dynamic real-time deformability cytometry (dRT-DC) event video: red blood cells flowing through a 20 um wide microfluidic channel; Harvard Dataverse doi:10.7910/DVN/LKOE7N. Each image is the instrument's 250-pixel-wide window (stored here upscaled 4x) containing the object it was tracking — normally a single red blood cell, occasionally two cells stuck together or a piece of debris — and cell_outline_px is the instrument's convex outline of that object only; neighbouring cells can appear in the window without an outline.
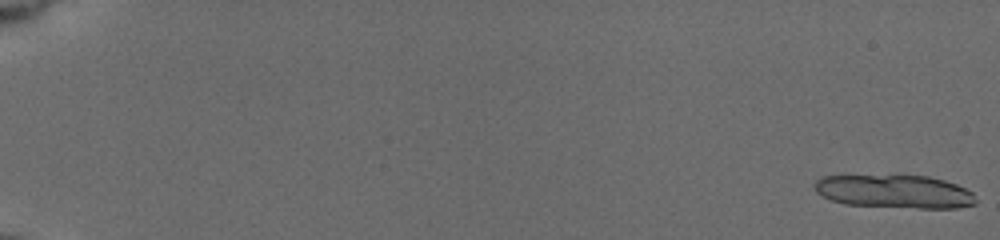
{"species": "common noctule bat (a hibernating species)", "species_latin": "Nyctalus noctula", "temperature_condition": "cold", "stored_images_in_passage": 13, "camera_frame_rate_fps": 3000, "um_per_image_px": 0.085, "animal": {"sex": "female", "body_mass_g": 19.5, "forearm_length_mm": 54.1}, "frame": {"image": 1, "passage_image": 1, "time_ms": 0.0, "image_size_px": [1000, 240], "cell_outline_px": [[976, 204], [956, 208], [920, 208], [844, 204], [832, 200], [816, 192], [812, 184], [820, 176], [928, 176], [944, 180], [956, 184], [972, 192], [976, 200]], "centroid_in_image_um": [76.03, 16.28], "position_along_channel_um": 9.0, "area_um2": 31.1}}